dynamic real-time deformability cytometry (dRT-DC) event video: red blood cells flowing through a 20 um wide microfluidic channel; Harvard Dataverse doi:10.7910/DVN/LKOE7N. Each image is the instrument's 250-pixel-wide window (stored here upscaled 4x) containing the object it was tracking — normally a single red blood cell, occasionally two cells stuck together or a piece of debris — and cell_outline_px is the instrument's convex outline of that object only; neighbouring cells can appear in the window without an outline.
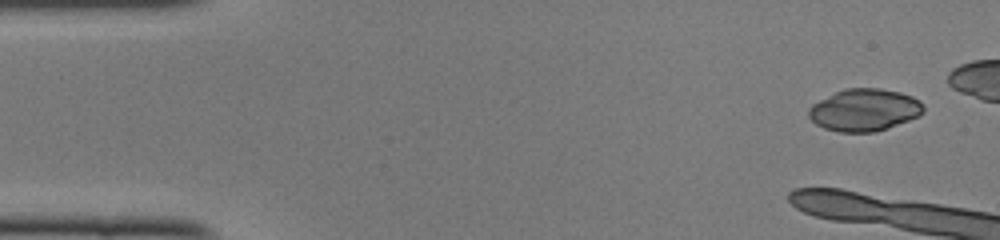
{"species": "common noctule bat (a hibernating species)", "species_latin": "Nyctalus noctula", "temperature_condition": "cold", "stored_images_in_passage": 6, "camera_frame_rate_fps": 3000, "um_per_image_px": 0.085, "animal": {"sex": "female", "body_mass_g": 22.0, "forearm_length_mm": 56.7}, "frame": {"image": 1, "passage_image": 1, "time_ms": 0.0, "image_size_px": [1000, 240], "cell_outline_px": [[924, 112], [920, 116], [888, 128], [876, 132], [836, 132], [824, 128], [816, 124], [808, 116], [808, 108], [812, 104], [844, 88], [880, 88], [900, 92], [912, 96], [920, 100], [924, 104]], "centroid_in_image_um": [73.49, 9.35], "position_along_channel_um": 11.5, "area_um2": 28.5}}